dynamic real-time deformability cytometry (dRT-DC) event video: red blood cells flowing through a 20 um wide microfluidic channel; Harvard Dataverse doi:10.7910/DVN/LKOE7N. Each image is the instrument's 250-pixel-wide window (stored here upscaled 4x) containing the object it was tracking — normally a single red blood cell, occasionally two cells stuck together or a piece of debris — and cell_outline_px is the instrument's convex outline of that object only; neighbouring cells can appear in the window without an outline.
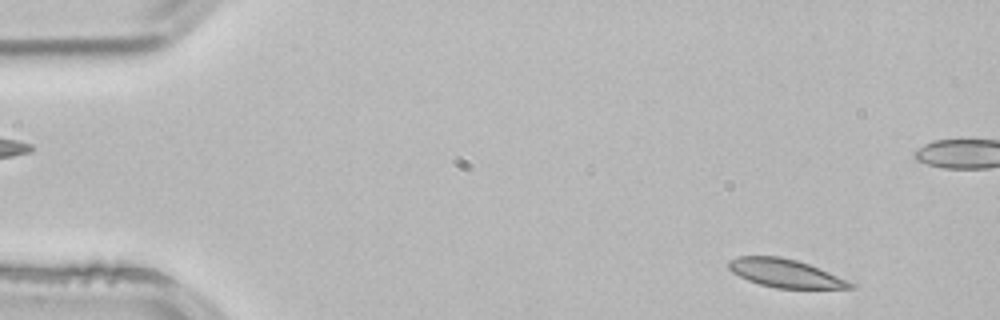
{"species": "common noctule bat (a hibernating species)", "species_latin": "Nyctalus noctula", "temperature_condition": "room temperature", "stored_images_in_passage": 2, "camera_frame_rate_fps": 3000, "um_per_image_px": 0.085, "animal": {"sex": "male", "body_mass_g": 21.5, "forearm_length_mm": 52.0}, "frame": {"image": 1, "passage_image": 2, "time_ms": 0.333, "image_size_px": [1000, 320], "cell_outline_px": [[856, 284], [852, 288], [776, 288], [760, 284], [748, 280], [732, 272], [728, 268], [728, 260], [740, 256], [780, 256], [796, 260], [808, 264], [848, 280]], "centroid_in_image_um": [66.73, 23.22], "position_along_channel_um": 18.3, "area_um2": 19.83}}